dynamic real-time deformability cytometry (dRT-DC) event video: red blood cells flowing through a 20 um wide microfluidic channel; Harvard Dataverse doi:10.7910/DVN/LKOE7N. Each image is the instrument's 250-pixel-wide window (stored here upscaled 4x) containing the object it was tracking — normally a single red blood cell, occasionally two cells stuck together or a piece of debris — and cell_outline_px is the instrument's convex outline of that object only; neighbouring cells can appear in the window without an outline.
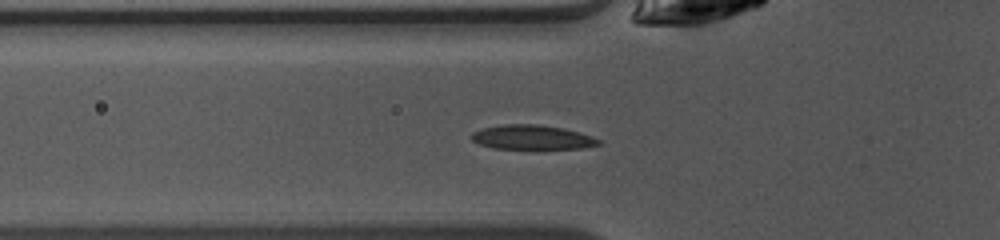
{"species": "common noctule bat (a hibernating species)", "species_latin": "Nyctalus noctula", "temperature_condition": "warm", "stored_images_in_passage": 38, "segment_of_instrument_passage": [1, 2], "camera_frame_rate_fps": 3000, "um_per_image_px": 0.085, "animal": {"sex": "female", "body_mass_g": 10.0, "forearm_length_mm": 53.1}, "frame": {"image": 1, "passage_image": 5, "time_ms": 1.333, "image_size_px": [1000, 240], "cell_outline_px": [[600, 144], [580, 148], [536, 152], [492, 148], [480, 144], [472, 140], [472, 132], [484, 128], [504, 124], [536, 124], [564, 128], [580, 132], [592, 136], [600, 140]], "centroid_in_image_um": [45.25, 11.73], "position_along_channel_um": 80.5, "area_um2": 19.07}}
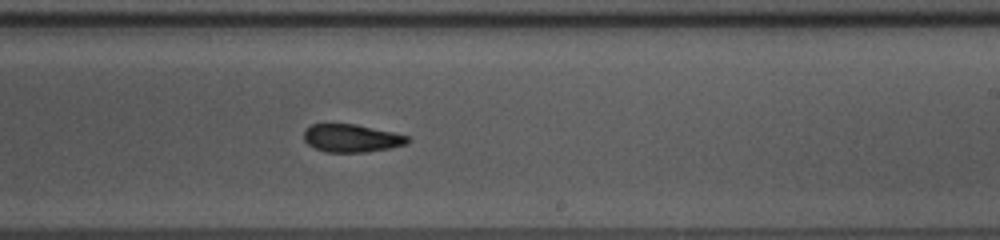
{"frame": {"image": 2, "passage_image": 18, "time_ms": 5.667, "image_size_px": [1000, 240], "cell_outline_px": [[412, 140], [408, 144], [388, 148], [364, 152], [328, 152], [316, 148], [308, 144], [304, 140], [304, 132], [312, 124], [356, 124], [392, 132], [408, 136]], "centroid_in_image_um": [29.91, 11.74], "position_along_channel_um": 259.1, "area_um2": 16.7}}
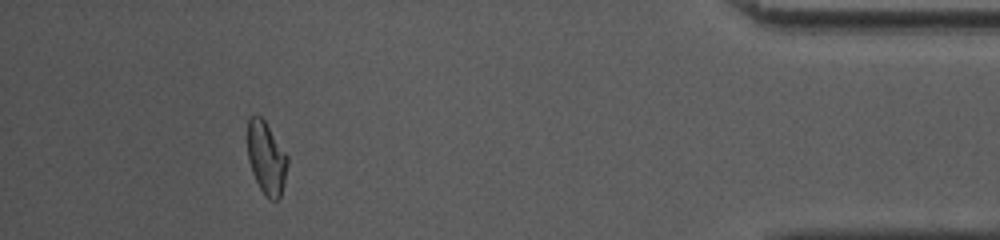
{"frame": {"image": 3, "passage_image": 33, "time_ms": 10.667, "image_size_px": [1000, 240], "cell_outline_px": [[288, 164], [284, 184], [280, 200], [268, 200], [260, 188], [252, 172], [248, 160], [248, 120], [252, 116], [260, 116], [264, 120], [288, 156]], "centroid_in_image_um": [22.66, 13.48], "position_along_channel_um": 412.5, "area_um2": 16.88}}